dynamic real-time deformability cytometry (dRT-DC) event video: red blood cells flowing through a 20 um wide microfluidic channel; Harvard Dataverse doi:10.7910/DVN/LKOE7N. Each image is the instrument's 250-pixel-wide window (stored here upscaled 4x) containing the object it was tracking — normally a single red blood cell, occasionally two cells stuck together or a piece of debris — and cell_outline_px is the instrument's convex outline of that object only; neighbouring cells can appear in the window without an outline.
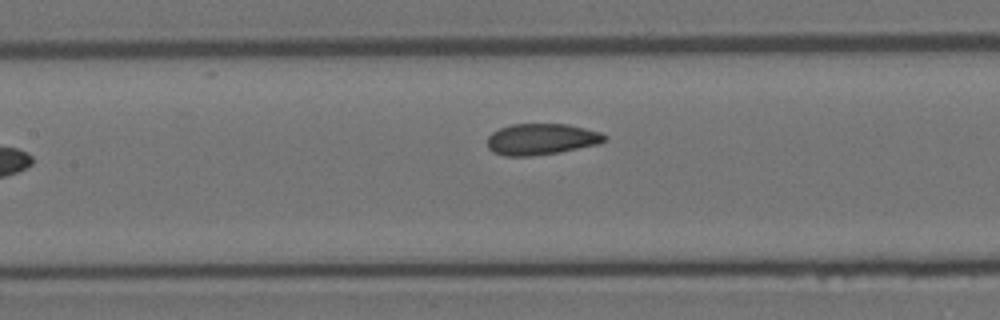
{"species": "Egyptian fruit bat (a non-hibernating species)", "species_latin": "Rousettus aegyptiacus", "temperature_condition": "room temperature", "stored_images_in_passage": 9, "camera_frame_rate_fps": 3000, "um_per_image_px": 0.085, "animal": {"sex": "female"}, "frame": {"image": 1, "passage_image": 8, "time_ms": 9.0, "image_size_px": [1000, 320], "cell_outline_px": [[608, 136], [600, 144], [560, 152], [532, 156], [504, 156], [492, 152], [488, 148], [488, 136], [492, 132], [500, 128], [512, 124], [568, 124], [600, 132]], "centroid_in_image_um": [46.01, 11.84], "position_along_channel_um": 161.4, "area_um2": 21.44}}
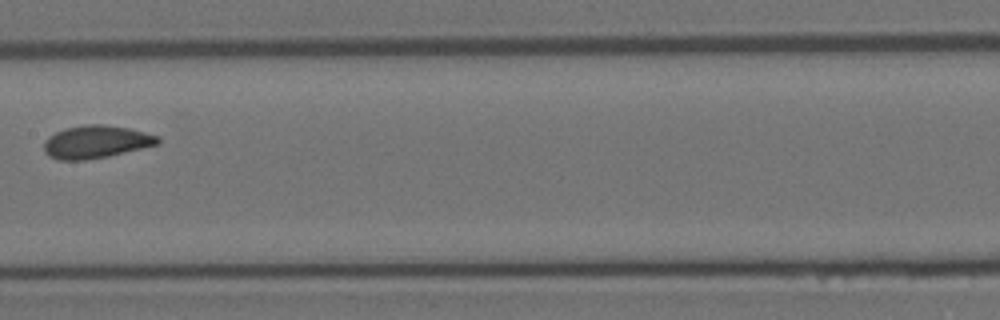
{"frame": {"image": 2, "passage_image": 9, "time_ms": 10.0, "image_size_px": [1000, 320], "cell_outline_px": [[160, 144], [108, 156], [84, 160], [56, 160], [48, 156], [44, 152], [44, 140], [48, 136], [64, 128], [84, 124], [100, 124], [128, 128], [160, 136]], "centroid_in_image_um": [8.14, 12.06], "position_along_channel_um": 199.3, "area_um2": 21.91}}